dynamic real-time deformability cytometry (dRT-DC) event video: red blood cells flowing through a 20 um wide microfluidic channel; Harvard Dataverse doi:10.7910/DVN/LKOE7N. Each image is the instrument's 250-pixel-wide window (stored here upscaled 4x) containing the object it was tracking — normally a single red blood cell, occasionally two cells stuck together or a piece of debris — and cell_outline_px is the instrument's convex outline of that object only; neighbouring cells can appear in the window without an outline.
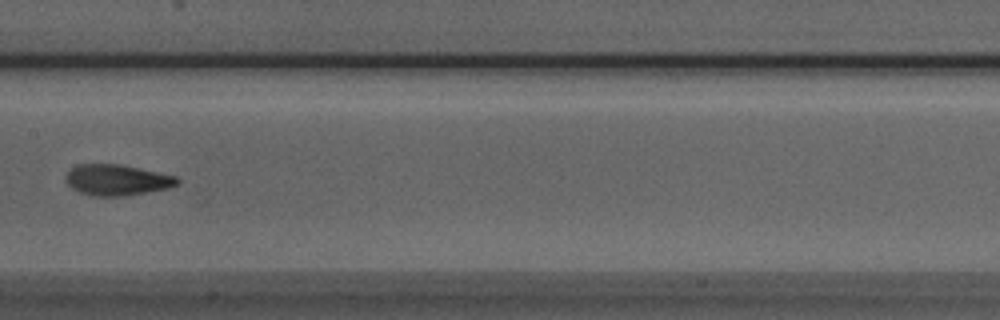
{"species": "Egyptian fruit bat (a non-hibernating species)", "species_latin": "Rousettus aegyptiacus", "temperature_condition": "room temperature", "stored_images_in_passage": 9, "camera_frame_rate_fps": 3000, "um_per_image_px": 0.085, "animal": {"sex": "male"}, "frame": {"image": 1, "passage_image": 8, "time_ms": 2.333, "image_size_px": [1000, 320], "cell_outline_px": [[180, 184], [168, 188], [124, 196], [92, 196], [80, 192], [72, 188], [64, 180], [64, 176], [68, 168], [80, 164], [120, 164], [176, 176], [180, 180]], "centroid_in_image_um": [9.9, 15.29], "position_along_channel_um": 197.5, "area_um2": 20.23}}
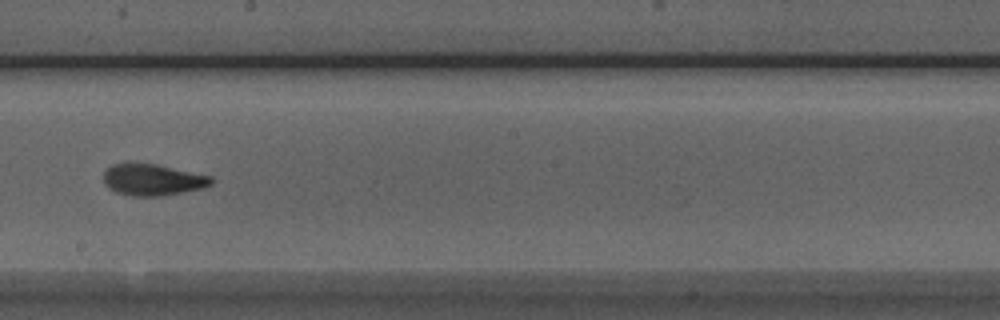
{"frame": {"image": 2, "passage_image": 9, "time_ms": 2.667, "image_size_px": [1000, 320], "cell_outline_px": [[212, 184], [204, 188], [160, 196], [132, 196], [116, 192], [108, 188], [104, 184], [104, 172], [112, 164], [128, 160], [156, 164], [212, 176]], "centroid_in_image_um": [12.93, 15.24], "position_along_channel_um": 235.3, "area_um2": 20.23}}